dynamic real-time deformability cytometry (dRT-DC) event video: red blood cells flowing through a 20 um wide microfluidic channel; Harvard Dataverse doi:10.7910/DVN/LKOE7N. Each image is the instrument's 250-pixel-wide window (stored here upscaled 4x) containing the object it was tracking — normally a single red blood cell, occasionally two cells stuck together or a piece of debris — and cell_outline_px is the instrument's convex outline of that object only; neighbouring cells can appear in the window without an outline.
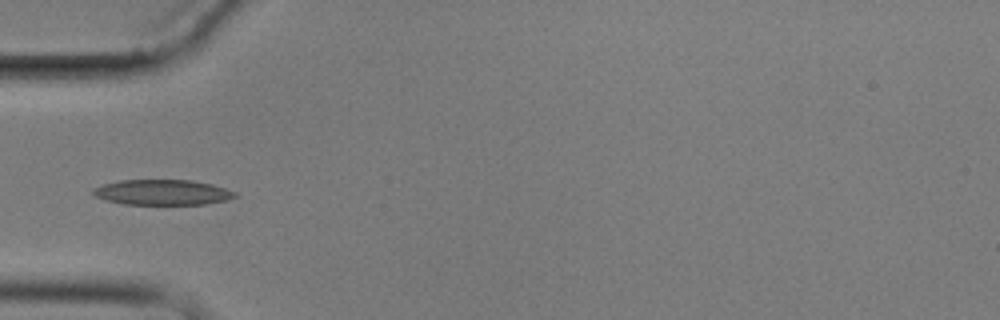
{"species": "common noctule bat (a hibernating species)", "species_latin": "Nyctalus noctula", "temperature_condition": "cold", "stored_images_in_passage": 8, "camera_frame_rate_fps": 3000, "um_per_image_px": 0.085, "animal": {"sex": "male", "body_mass_g": 17.9}, "frame": {"image": 1, "passage_image": 5, "time_ms": 5.667, "image_size_px": [1000, 320], "cell_outline_px": [[236, 196], [228, 200], [204, 204], [124, 204], [108, 200], [96, 196], [92, 192], [92, 188], [104, 184], [120, 180], [192, 180], [212, 184], [236, 192]], "centroid_in_image_um": [13.82, 16.34], "position_along_channel_um": 71.2, "area_um2": 20.81}}
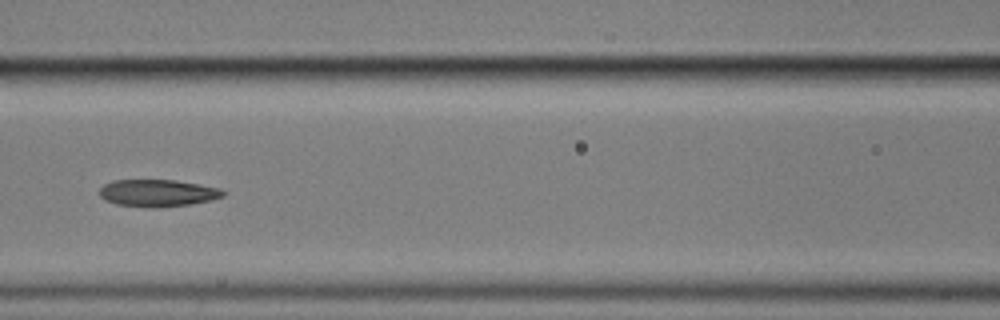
{"frame": {"image": 2, "passage_image": 7, "time_ms": 8.0, "image_size_px": [1000, 320], "cell_outline_px": [[228, 192], [224, 196], [212, 200], [188, 204], [160, 208], [144, 208], [116, 204], [104, 200], [100, 196], [100, 188], [104, 184], [112, 180], [176, 180], [220, 188]], "centroid_in_image_um": [13.4, 16.42], "position_along_channel_um": 153.2, "area_um2": 19.83}}
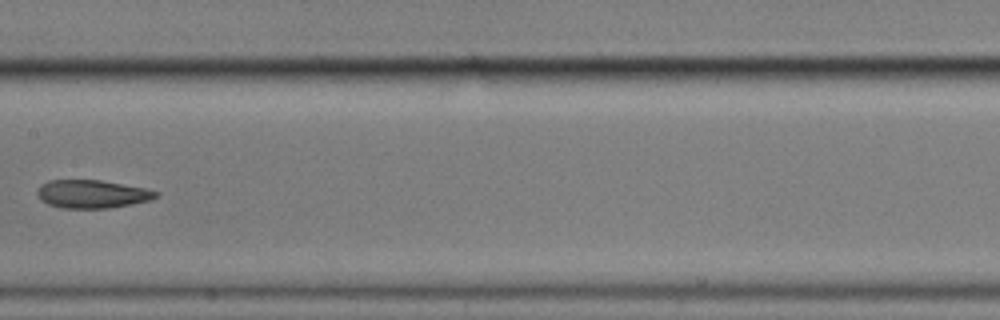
{"frame": {"image": 3, "passage_image": 8, "time_ms": 9.333, "image_size_px": [1000, 320], "cell_outline_px": [[160, 196], [152, 200], [132, 204], [108, 208], [60, 208], [48, 204], [40, 200], [36, 196], [36, 192], [40, 184], [48, 180], [100, 180], [144, 188], [160, 192]], "centroid_in_image_um": [7.81, 16.49], "position_along_channel_um": 199.6, "area_um2": 19.71}}